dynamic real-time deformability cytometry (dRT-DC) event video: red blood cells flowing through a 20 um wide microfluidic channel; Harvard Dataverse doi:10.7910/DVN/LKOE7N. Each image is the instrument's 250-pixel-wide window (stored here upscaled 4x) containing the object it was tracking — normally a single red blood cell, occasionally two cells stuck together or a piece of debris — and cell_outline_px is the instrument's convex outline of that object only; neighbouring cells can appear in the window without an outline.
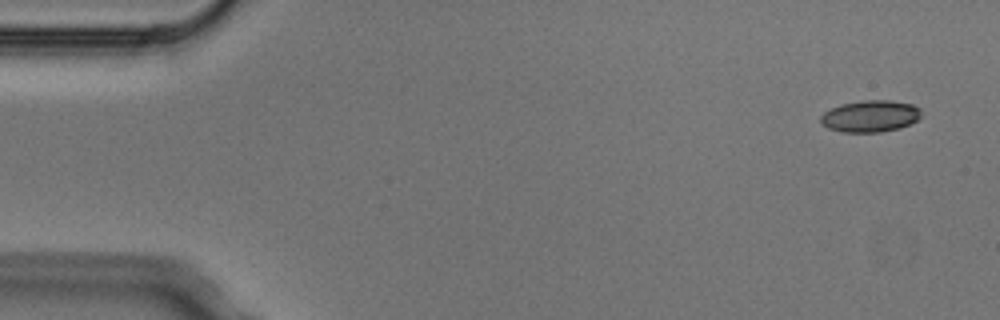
{"species": "Egyptian fruit bat (a non-hibernating species)", "species_latin": "Rousettus aegyptiacus", "temperature_condition": "cold", "stored_images_in_passage": 3, "camera_frame_rate_fps": 3000, "um_per_image_px": 0.085, "animal": {"sex": "male"}, "frame": {"image": 1, "passage_image": 1, "time_ms": 0.0, "image_size_px": [1000, 320], "cell_outline_px": [[920, 116], [916, 120], [900, 128], [880, 132], [840, 132], [828, 128], [820, 120], [820, 116], [824, 112], [840, 104], [864, 100], [892, 100], [912, 104], [920, 108]], "centroid_in_image_um": [73.96, 9.87], "position_along_channel_um": 11.0, "area_um2": 18.55}}